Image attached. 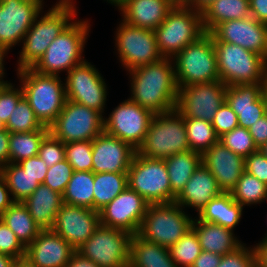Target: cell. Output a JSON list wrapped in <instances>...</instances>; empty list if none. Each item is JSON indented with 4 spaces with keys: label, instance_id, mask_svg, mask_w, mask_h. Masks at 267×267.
I'll return each instance as SVG.
<instances>
[{
    "label": "cell",
    "instance_id": "obj_1",
    "mask_svg": "<svg viewBox=\"0 0 267 267\" xmlns=\"http://www.w3.org/2000/svg\"><path fill=\"white\" fill-rule=\"evenodd\" d=\"M131 97L128 99L154 114L174 110L179 88L172 58L129 70Z\"/></svg>",
    "mask_w": 267,
    "mask_h": 267
},
{
    "label": "cell",
    "instance_id": "obj_2",
    "mask_svg": "<svg viewBox=\"0 0 267 267\" xmlns=\"http://www.w3.org/2000/svg\"><path fill=\"white\" fill-rule=\"evenodd\" d=\"M73 3V0H59L44 15H38L23 39L17 70L32 68L50 43L73 22L77 16Z\"/></svg>",
    "mask_w": 267,
    "mask_h": 267
},
{
    "label": "cell",
    "instance_id": "obj_3",
    "mask_svg": "<svg viewBox=\"0 0 267 267\" xmlns=\"http://www.w3.org/2000/svg\"><path fill=\"white\" fill-rule=\"evenodd\" d=\"M23 97L36 117L49 127L62 111L66 102L65 83L58 75H44L32 68L17 70Z\"/></svg>",
    "mask_w": 267,
    "mask_h": 267
},
{
    "label": "cell",
    "instance_id": "obj_4",
    "mask_svg": "<svg viewBox=\"0 0 267 267\" xmlns=\"http://www.w3.org/2000/svg\"><path fill=\"white\" fill-rule=\"evenodd\" d=\"M88 20H73L47 47L44 55L32 67L37 73L59 75L67 73L84 61L83 51L90 30Z\"/></svg>",
    "mask_w": 267,
    "mask_h": 267
},
{
    "label": "cell",
    "instance_id": "obj_5",
    "mask_svg": "<svg viewBox=\"0 0 267 267\" xmlns=\"http://www.w3.org/2000/svg\"><path fill=\"white\" fill-rule=\"evenodd\" d=\"M220 81L226 86L267 83V60L239 45L214 41Z\"/></svg>",
    "mask_w": 267,
    "mask_h": 267
},
{
    "label": "cell",
    "instance_id": "obj_6",
    "mask_svg": "<svg viewBox=\"0 0 267 267\" xmlns=\"http://www.w3.org/2000/svg\"><path fill=\"white\" fill-rule=\"evenodd\" d=\"M189 150L185 118L174 109L154 114L137 153L143 157L165 160L171 155Z\"/></svg>",
    "mask_w": 267,
    "mask_h": 267
},
{
    "label": "cell",
    "instance_id": "obj_7",
    "mask_svg": "<svg viewBox=\"0 0 267 267\" xmlns=\"http://www.w3.org/2000/svg\"><path fill=\"white\" fill-rule=\"evenodd\" d=\"M178 88L220 80L214 41L205 33L173 58Z\"/></svg>",
    "mask_w": 267,
    "mask_h": 267
},
{
    "label": "cell",
    "instance_id": "obj_8",
    "mask_svg": "<svg viewBox=\"0 0 267 267\" xmlns=\"http://www.w3.org/2000/svg\"><path fill=\"white\" fill-rule=\"evenodd\" d=\"M186 213L175 202L150 204L137 234L169 249L192 228L194 218Z\"/></svg>",
    "mask_w": 267,
    "mask_h": 267
},
{
    "label": "cell",
    "instance_id": "obj_9",
    "mask_svg": "<svg viewBox=\"0 0 267 267\" xmlns=\"http://www.w3.org/2000/svg\"><path fill=\"white\" fill-rule=\"evenodd\" d=\"M154 33L162 56L173 58L206 32L200 11L186 6H174Z\"/></svg>",
    "mask_w": 267,
    "mask_h": 267
},
{
    "label": "cell",
    "instance_id": "obj_10",
    "mask_svg": "<svg viewBox=\"0 0 267 267\" xmlns=\"http://www.w3.org/2000/svg\"><path fill=\"white\" fill-rule=\"evenodd\" d=\"M128 187L150 204L175 202L165 160L147 158L135 153L127 172Z\"/></svg>",
    "mask_w": 267,
    "mask_h": 267
},
{
    "label": "cell",
    "instance_id": "obj_11",
    "mask_svg": "<svg viewBox=\"0 0 267 267\" xmlns=\"http://www.w3.org/2000/svg\"><path fill=\"white\" fill-rule=\"evenodd\" d=\"M49 132L64 144L77 141H92L104 132L103 115L87 106L66 100Z\"/></svg>",
    "mask_w": 267,
    "mask_h": 267
},
{
    "label": "cell",
    "instance_id": "obj_12",
    "mask_svg": "<svg viewBox=\"0 0 267 267\" xmlns=\"http://www.w3.org/2000/svg\"><path fill=\"white\" fill-rule=\"evenodd\" d=\"M115 32V47L121 66L127 71L164 58L159 51L154 30L135 27L121 21Z\"/></svg>",
    "mask_w": 267,
    "mask_h": 267
},
{
    "label": "cell",
    "instance_id": "obj_13",
    "mask_svg": "<svg viewBox=\"0 0 267 267\" xmlns=\"http://www.w3.org/2000/svg\"><path fill=\"white\" fill-rule=\"evenodd\" d=\"M131 234L101 225L77 251L100 267H128Z\"/></svg>",
    "mask_w": 267,
    "mask_h": 267
},
{
    "label": "cell",
    "instance_id": "obj_14",
    "mask_svg": "<svg viewBox=\"0 0 267 267\" xmlns=\"http://www.w3.org/2000/svg\"><path fill=\"white\" fill-rule=\"evenodd\" d=\"M66 74V100L87 106L104 115L108 92L106 81L99 70L85 59Z\"/></svg>",
    "mask_w": 267,
    "mask_h": 267
},
{
    "label": "cell",
    "instance_id": "obj_15",
    "mask_svg": "<svg viewBox=\"0 0 267 267\" xmlns=\"http://www.w3.org/2000/svg\"><path fill=\"white\" fill-rule=\"evenodd\" d=\"M154 113L127 99L104 118V132L138 149L149 129Z\"/></svg>",
    "mask_w": 267,
    "mask_h": 267
},
{
    "label": "cell",
    "instance_id": "obj_16",
    "mask_svg": "<svg viewBox=\"0 0 267 267\" xmlns=\"http://www.w3.org/2000/svg\"><path fill=\"white\" fill-rule=\"evenodd\" d=\"M43 0H0V46L7 52L23 42L43 10Z\"/></svg>",
    "mask_w": 267,
    "mask_h": 267
},
{
    "label": "cell",
    "instance_id": "obj_17",
    "mask_svg": "<svg viewBox=\"0 0 267 267\" xmlns=\"http://www.w3.org/2000/svg\"><path fill=\"white\" fill-rule=\"evenodd\" d=\"M227 86L220 80L179 88L176 110L184 118L211 122L225 101Z\"/></svg>",
    "mask_w": 267,
    "mask_h": 267
},
{
    "label": "cell",
    "instance_id": "obj_18",
    "mask_svg": "<svg viewBox=\"0 0 267 267\" xmlns=\"http://www.w3.org/2000/svg\"><path fill=\"white\" fill-rule=\"evenodd\" d=\"M149 205L148 201L127 186L99 211L101 225L135 235L139 231Z\"/></svg>",
    "mask_w": 267,
    "mask_h": 267
},
{
    "label": "cell",
    "instance_id": "obj_19",
    "mask_svg": "<svg viewBox=\"0 0 267 267\" xmlns=\"http://www.w3.org/2000/svg\"><path fill=\"white\" fill-rule=\"evenodd\" d=\"M100 224L99 211L64 203L57 213L52 230L77 250Z\"/></svg>",
    "mask_w": 267,
    "mask_h": 267
},
{
    "label": "cell",
    "instance_id": "obj_20",
    "mask_svg": "<svg viewBox=\"0 0 267 267\" xmlns=\"http://www.w3.org/2000/svg\"><path fill=\"white\" fill-rule=\"evenodd\" d=\"M210 34L213 41L239 45L267 60V25L253 17L222 22Z\"/></svg>",
    "mask_w": 267,
    "mask_h": 267
},
{
    "label": "cell",
    "instance_id": "obj_21",
    "mask_svg": "<svg viewBox=\"0 0 267 267\" xmlns=\"http://www.w3.org/2000/svg\"><path fill=\"white\" fill-rule=\"evenodd\" d=\"M136 152L130 144L103 132L92 140V172H128Z\"/></svg>",
    "mask_w": 267,
    "mask_h": 267
},
{
    "label": "cell",
    "instance_id": "obj_22",
    "mask_svg": "<svg viewBox=\"0 0 267 267\" xmlns=\"http://www.w3.org/2000/svg\"><path fill=\"white\" fill-rule=\"evenodd\" d=\"M267 83L229 85L225 101L238 116V126L249 129L265 115L264 89Z\"/></svg>",
    "mask_w": 267,
    "mask_h": 267
},
{
    "label": "cell",
    "instance_id": "obj_23",
    "mask_svg": "<svg viewBox=\"0 0 267 267\" xmlns=\"http://www.w3.org/2000/svg\"><path fill=\"white\" fill-rule=\"evenodd\" d=\"M201 163L214 176L223 192H230L245 171V158L232 152L221 141L201 155Z\"/></svg>",
    "mask_w": 267,
    "mask_h": 267
},
{
    "label": "cell",
    "instance_id": "obj_24",
    "mask_svg": "<svg viewBox=\"0 0 267 267\" xmlns=\"http://www.w3.org/2000/svg\"><path fill=\"white\" fill-rule=\"evenodd\" d=\"M75 249L53 230H41L26 247V256L38 267H65Z\"/></svg>",
    "mask_w": 267,
    "mask_h": 267
},
{
    "label": "cell",
    "instance_id": "obj_25",
    "mask_svg": "<svg viewBox=\"0 0 267 267\" xmlns=\"http://www.w3.org/2000/svg\"><path fill=\"white\" fill-rule=\"evenodd\" d=\"M222 192L217 180L201 163L185 187L176 196L175 203L183 208H195V211L199 214L209 201Z\"/></svg>",
    "mask_w": 267,
    "mask_h": 267
},
{
    "label": "cell",
    "instance_id": "obj_26",
    "mask_svg": "<svg viewBox=\"0 0 267 267\" xmlns=\"http://www.w3.org/2000/svg\"><path fill=\"white\" fill-rule=\"evenodd\" d=\"M173 8L169 0H127L118 9L129 25L155 30Z\"/></svg>",
    "mask_w": 267,
    "mask_h": 267
},
{
    "label": "cell",
    "instance_id": "obj_27",
    "mask_svg": "<svg viewBox=\"0 0 267 267\" xmlns=\"http://www.w3.org/2000/svg\"><path fill=\"white\" fill-rule=\"evenodd\" d=\"M22 203L41 230L53 229L57 213L64 204L62 194L44 184H40Z\"/></svg>",
    "mask_w": 267,
    "mask_h": 267
},
{
    "label": "cell",
    "instance_id": "obj_28",
    "mask_svg": "<svg viewBox=\"0 0 267 267\" xmlns=\"http://www.w3.org/2000/svg\"><path fill=\"white\" fill-rule=\"evenodd\" d=\"M192 229L196 232L202 251L220 255L233 252L243 243L234 235L232 229L194 218Z\"/></svg>",
    "mask_w": 267,
    "mask_h": 267
},
{
    "label": "cell",
    "instance_id": "obj_29",
    "mask_svg": "<svg viewBox=\"0 0 267 267\" xmlns=\"http://www.w3.org/2000/svg\"><path fill=\"white\" fill-rule=\"evenodd\" d=\"M130 267H178L172 260L169 249L132 235L129 253Z\"/></svg>",
    "mask_w": 267,
    "mask_h": 267
},
{
    "label": "cell",
    "instance_id": "obj_30",
    "mask_svg": "<svg viewBox=\"0 0 267 267\" xmlns=\"http://www.w3.org/2000/svg\"><path fill=\"white\" fill-rule=\"evenodd\" d=\"M243 208L230 192H222L207 203L198 214V219L233 230L242 218Z\"/></svg>",
    "mask_w": 267,
    "mask_h": 267
},
{
    "label": "cell",
    "instance_id": "obj_31",
    "mask_svg": "<svg viewBox=\"0 0 267 267\" xmlns=\"http://www.w3.org/2000/svg\"><path fill=\"white\" fill-rule=\"evenodd\" d=\"M201 14L203 28L207 33L222 22L251 17L249 0H215Z\"/></svg>",
    "mask_w": 267,
    "mask_h": 267
},
{
    "label": "cell",
    "instance_id": "obj_32",
    "mask_svg": "<svg viewBox=\"0 0 267 267\" xmlns=\"http://www.w3.org/2000/svg\"><path fill=\"white\" fill-rule=\"evenodd\" d=\"M165 164L172 192L177 196L201 164V154L191 150L171 155Z\"/></svg>",
    "mask_w": 267,
    "mask_h": 267
},
{
    "label": "cell",
    "instance_id": "obj_33",
    "mask_svg": "<svg viewBox=\"0 0 267 267\" xmlns=\"http://www.w3.org/2000/svg\"><path fill=\"white\" fill-rule=\"evenodd\" d=\"M0 219L15 233L25 247L31 244L41 231L22 202H14L0 216Z\"/></svg>",
    "mask_w": 267,
    "mask_h": 267
},
{
    "label": "cell",
    "instance_id": "obj_34",
    "mask_svg": "<svg viewBox=\"0 0 267 267\" xmlns=\"http://www.w3.org/2000/svg\"><path fill=\"white\" fill-rule=\"evenodd\" d=\"M127 186V172L94 173L93 210L100 211Z\"/></svg>",
    "mask_w": 267,
    "mask_h": 267
},
{
    "label": "cell",
    "instance_id": "obj_35",
    "mask_svg": "<svg viewBox=\"0 0 267 267\" xmlns=\"http://www.w3.org/2000/svg\"><path fill=\"white\" fill-rule=\"evenodd\" d=\"M94 172L74 171L63 196V203L93 209Z\"/></svg>",
    "mask_w": 267,
    "mask_h": 267
},
{
    "label": "cell",
    "instance_id": "obj_36",
    "mask_svg": "<svg viewBox=\"0 0 267 267\" xmlns=\"http://www.w3.org/2000/svg\"><path fill=\"white\" fill-rule=\"evenodd\" d=\"M0 174L3 176L14 202H23L40 185L39 181L24 171L18 163L5 165Z\"/></svg>",
    "mask_w": 267,
    "mask_h": 267
},
{
    "label": "cell",
    "instance_id": "obj_37",
    "mask_svg": "<svg viewBox=\"0 0 267 267\" xmlns=\"http://www.w3.org/2000/svg\"><path fill=\"white\" fill-rule=\"evenodd\" d=\"M49 130L9 132V163H19L38 155L40 144Z\"/></svg>",
    "mask_w": 267,
    "mask_h": 267
},
{
    "label": "cell",
    "instance_id": "obj_38",
    "mask_svg": "<svg viewBox=\"0 0 267 267\" xmlns=\"http://www.w3.org/2000/svg\"><path fill=\"white\" fill-rule=\"evenodd\" d=\"M185 129L190 150L203 154L219 141L211 122L197 118H185Z\"/></svg>",
    "mask_w": 267,
    "mask_h": 267
},
{
    "label": "cell",
    "instance_id": "obj_39",
    "mask_svg": "<svg viewBox=\"0 0 267 267\" xmlns=\"http://www.w3.org/2000/svg\"><path fill=\"white\" fill-rule=\"evenodd\" d=\"M230 193L232 198L243 207L267 201V185L246 171Z\"/></svg>",
    "mask_w": 267,
    "mask_h": 267
},
{
    "label": "cell",
    "instance_id": "obj_40",
    "mask_svg": "<svg viewBox=\"0 0 267 267\" xmlns=\"http://www.w3.org/2000/svg\"><path fill=\"white\" fill-rule=\"evenodd\" d=\"M6 130L9 132H34L37 130H49L36 117L28 101L22 97L9 117Z\"/></svg>",
    "mask_w": 267,
    "mask_h": 267
},
{
    "label": "cell",
    "instance_id": "obj_41",
    "mask_svg": "<svg viewBox=\"0 0 267 267\" xmlns=\"http://www.w3.org/2000/svg\"><path fill=\"white\" fill-rule=\"evenodd\" d=\"M201 252L198 236L192 228L169 248L170 256L178 267H191Z\"/></svg>",
    "mask_w": 267,
    "mask_h": 267
},
{
    "label": "cell",
    "instance_id": "obj_42",
    "mask_svg": "<svg viewBox=\"0 0 267 267\" xmlns=\"http://www.w3.org/2000/svg\"><path fill=\"white\" fill-rule=\"evenodd\" d=\"M219 141L232 152L244 158L258 150L248 129L239 126L224 133L219 137Z\"/></svg>",
    "mask_w": 267,
    "mask_h": 267
},
{
    "label": "cell",
    "instance_id": "obj_43",
    "mask_svg": "<svg viewBox=\"0 0 267 267\" xmlns=\"http://www.w3.org/2000/svg\"><path fill=\"white\" fill-rule=\"evenodd\" d=\"M65 159L74 171H92V141L65 144Z\"/></svg>",
    "mask_w": 267,
    "mask_h": 267
},
{
    "label": "cell",
    "instance_id": "obj_44",
    "mask_svg": "<svg viewBox=\"0 0 267 267\" xmlns=\"http://www.w3.org/2000/svg\"><path fill=\"white\" fill-rule=\"evenodd\" d=\"M74 169L65 159L48 168L43 184L53 191L63 194Z\"/></svg>",
    "mask_w": 267,
    "mask_h": 267
},
{
    "label": "cell",
    "instance_id": "obj_45",
    "mask_svg": "<svg viewBox=\"0 0 267 267\" xmlns=\"http://www.w3.org/2000/svg\"><path fill=\"white\" fill-rule=\"evenodd\" d=\"M16 88L11 82L0 84V120L6 125L19 100L23 97L21 86Z\"/></svg>",
    "mask_w": 267,
    "mask_h": 267
},
{
    "label": "cell",
    "instance_id": "obj_46",
    "mask_svg": "<svg viewBox=\"0 0 267 267\" xmlns=\"http://www.w3.org/2000/svg\"><path fill=\"white\" fill-rule=\"evenodd\" d=\"M38 156L47 164V167H51L65 160V144L49 132L40 144Z\"/></svg>",
    "mask_w": 267,
    "mask_h": 267
},
{
    "label": "cell",
    "instance_id": "obj_47",
    "mask_svg": "<svg viewBox=\"0 0 267 267\" xmlns=\"http://www.w3.org/2000/svg\"><path fill=\"white\" fill-rule=\"evenodd\" d=\"M218 267H256L255 251L243 243L233 252L223 255Z\"/></svg>",
    "mask_w": 267,
    "mask_h": 267
},
{
    "label": "cell",
    "instance_id": "obj_48",
    "mask_svg": "<svg viewBox=\"0 0 267 267\" xmlns=\"http://www.w3.org/2000/svg\"><path fill=\"white\" fill-rule=\"evenodd\" d=\"M0 254L18 258L26 254V247L15 233L0 219Z\"/></svg>",
    "mask_w": 267,
    "mask_h": 267
},
{
    "label": "cell",
    "instance_id": "obj_49",
    "mask_svg": "<svg viewBox=\"0 0 267 267\" xmlns=\"http://www.w3.org/2000/svg\"><path fill=\"white\" fill-rule=\"evenodd\" d=\"M216 134L220 137L224 133L238 127V116L226 101L219 107L211 121Z\"/></svg>",
    "mask_w": 267,
    "mask_h": 267
},
{
    "label": "cell",
    "instance_id": "obj_50",
    "mask_svg": "<svg viewBox=\"0 0 267 267\" xmlns=\"http://www.w3.org/2000/svg\"><path fill=\"white\" fill-rule=\"evenodd\" d=\"M245 171L267 185V157L258 149L245 157Z\"/></svg>",
    "mask_w": 267,
    "mask_h": 267
},
{
    "label": "cell",
    "instance_id": "obj_51",
    "mask_svg": "<svg viewBox=\"0 0 267 267\" xmlns=\"http://www.w3.org/2000/svg\"><path fill=\"white\" fill-rule=\"evenodd\" d=\"M18 164L23 167L25 172L36 178L40 184H43L49 167L38 155L25 159Z\"/></svg>",
    "mask_w": 267,
    "mask_h": 267
},
{
    "label": "cell",
    "instance_id": "obj_52",
    "mask_svg": "<svg viewBox=\"0 0 267 267\" xmlns=\"http://www.w3.org/2000/svg\"><path fill=\"white\" fill-rule=\"evenodd\" d=\"M248 131L252 135L253 142L257 148H261L267 143V117L264 115L255 124L249 127Z\"/></svg>",
    "mask_w": 267,
    "mask_h": 267
},
{
    "label": "cell",
    "instance_id": "obj_53",
    "mask_svg": "<svg viewBox=\"0 0 267 267\" xmlns=\"http://www.w3.org/2000/svg\"><path fill=\"white\" fill-rule=\"evenodd\" d=\"M251 17L267 25V0H249Z\"/></svg>",
    "mask_w": 267,
    "mask_h": 267
},
{
    "label": "cell",
    "instance_id": "obj_54",
    "mask_svg": "<svg viewBox=\"0 0 267 267\" xmlns=\"http://www.w3.org/2000/svg\"><path fill=\"white\" fill-rule=\"evenodd\" d=\"M221 258L220 254L202 251L191 267H218Z\"/></svg>",
    "mask_w": 267,
    "mask_h": 267
},
{
    "label": "cell",
    "instance_id": "obj_55",
    "mask_svg": "<svg viewBox=\"0 0 267 267\" xmlns=\"http://www.w3.org/2000/svg\"><path fill=\"white\" fill-rule=\"evenodd\" d=\"M3 176L0 174V216L14 203Z\"/></svg>",
    "mask_w": 267,
    "mask_h": 267
},
{
    "label": "cell",
    "instance_id": "obj_56",
    "mask_svg": "<svg viewBox=\"0 0 267 267\" xmlns=\"http://www.w3.org/2000/svg\"><path fill=\"white\" fill-rule=\"evenodd\" d=\"M9 164V131L0 132V170Z\"/></svg>",
    "mask_w": 267,
    "mask_h": 267
},
{
    "label": "cell",
    "instance_id": "obj_57",
    "mask_svg": "<svg viewBox=\"0 0 267 267\" xmlns=\"http://www.w3.org/2000/svg\"><path fill=\"white\" fill-rule=\"evenodd\" d=\"M65 267H100L95 262L89 260L87 257H84L77 250L72 254L69 262Z\"/></svg>",
    "mask_w": 267,
    "mask_h": 267
},
{
    "label": "cell",
    "instance_id": "obj_58",
    "mask_svg": "<svg viewBox=\"0 0 267 267\" xmlns=\"http://www.w3.org/2000/svg\"><path fill=\"white\" fill-rule=\"evenodd\" d=\"M253 249L256 255V267H267V241H260Z\"/></svg>",
    "mask_w": 267,
    "mask_h": 267
},
{
    "label": "cell",
    "instance_id": "obj_59",
    "mask_svg": "<svg viewBox=\"0 0 267 267\" xmlns=\"http://www.w3.org/2000/svg\"><path fill=\"white\" fill-rule=\"evenodd\" d=\"M213 1L215 0H187L186 7H189V8H192L194 10L201 12L204 8H206Z\"/></svg>",
    "mask_w": 267,
    "mask_h": 267
},
{
    "label": "cell",
    "instance_id": "obj_60",
    "mask_svg": "<svg viewBox=\"0 0 267 267\" xmlns=\"http://www.w3.org/2000/svg\"><path fill=\"white\" fill-rule=\"evenodd\" d=\"M13 267H38L26 255L15 259Z\"/></svg>",
    "mask_w": 267,
    "mask_h": 267
},
{
    "label": "cell",
    "instance_id": "obj_61",
    "mask_svg": "<svg viewBox=\"0 0 267 267\" xmlns=\"http://www.w3.org/2000/svg\"><path fill=\"white\" fill-rule=\"evenodd\" d=\"M8 52L0 46V82L4 83V82H8V81H4L3 77L5 76V69H4V58L6 56Z\"/></svg>",
    "mask_w": 267,
    "mask_h": 267
},
{
    "label": "cell",
    "instance_id": "obj_62",
    "mask_svg": "<svg viewBox=\"0 0 267 267\" xmlns=\"http://www.w3.org/2000/svg\"><path fill=\"white\" fill-rule=\"evenodd\" d=\"M15 258L0 254V267H13Z\"/></svg>",
    "mask_w": 267,
    "mask_h": 267
},
{
    "label": "cell",
    "instance_id": "obj_63",
    "mask_svg": "<svg viewBox=\"0 0 267 267\" xmlns=\"http://www.w3.org/2000/svg\"><path fill=\"white\" fill-rule=\"evenodd\" d=\"M108 3L112 4L113 6L115 5L116 7H120L123 5L127 0H106Z\"/></svg>",
    "mask_w": 267,
    "mask_h": 267
},
{
    "label": "cell",
    "instance_id": "obj_64",
    "mask_svg": "<svg viewBox=\"0 0 267 267\" xmlns=\"http://www.w3.org/2000/svg\"><path fill=\"white\" fill-rule=\"evenodd\" d=\"M174 6H186L187 0H169Z\"/></svg>",
    "mask_w": 267,
    "mask_h": 267
},
{
    "label": "cell",
    "instance_id": "obj_65",
    "mask_svg": "<svg viewBox=\"0 0 267 267\" xmlns=\"http://www.w3.org/2000/svg\"><path fill=\"white\" fill-rule=\"evenodd\" d=\"M264 100H265V115L267 117V86L264 89Z\"/></svg>",
    "mask_w": 267,
    "mask_h": 267
},
{
    "label": "cell",
    "instance_id": "obj_66",
    "mask_svg": "<svg viewBox=\"0 0 267 267\" xmlns=\"http://www.w3.org/2000/svg\"><path fill=\"white\" fill-rule=\"evenodd\" d=\"M261 152L267 157V143L264 144L261 148H259Z\"/></svg>",
    "mask_w": 267,
    "mask_h": 267
},
{
    "label": "cell",
    "instance_id": "obj_67",
    "mask_svg": "<svg viewBox=\"0 0 267 267\" xmlns=\"http://www.w3.org/2000/svg\"><path fill=\"white\" fill-rule=\"evenodd\" d=\"M5 130H6L5 124L0 120V132Z\"/></svg>",
    "mask_w": 267,
    "mask_h": 267
},
{
    "label": "cell",
    "instance_id": "obj_68",
    "mask_svg": "<svg viewBox=\"0 0 267 267\" xmlns=\"http://www.w3.org/2000/svg\"><path fill=\"white\" fill-rule=\"evenodd\" d=\"M266 236L262 239L264 241H267V234H265Z\"/></svg>",
    "mask_w": 267,
    "mask_h": 267
}]
</instances>
